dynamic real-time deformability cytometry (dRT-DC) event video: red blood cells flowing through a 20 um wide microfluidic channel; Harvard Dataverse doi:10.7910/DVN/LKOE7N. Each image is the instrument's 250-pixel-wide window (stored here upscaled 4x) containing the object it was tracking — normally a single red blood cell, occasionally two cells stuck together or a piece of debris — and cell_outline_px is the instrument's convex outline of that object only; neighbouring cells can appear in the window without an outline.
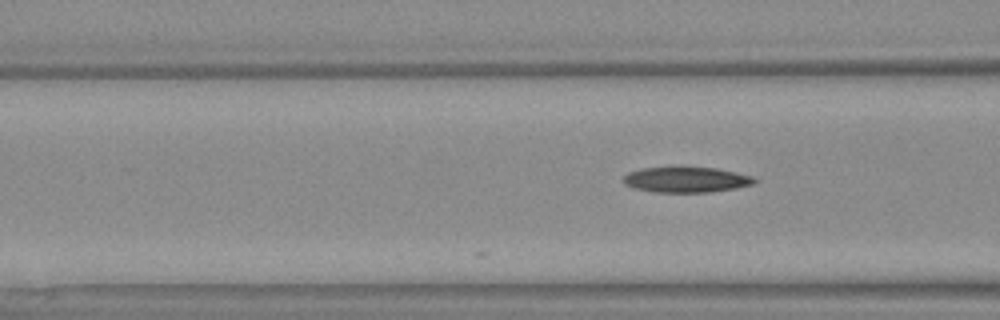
{"species": "Egyptian fruit bat (a non-hibernating species)", "species_latin": "Rousettus aegyptiacus", "temperature_condition": "warm", "stored_images_in_passage": 5, "camera_frame_rate_fps": 3000, "um_per_image_px": 0.085, "animal": {"sex": "female"}, "frame": {"image": 1, "passage_image": 5, "time_ms": 1.333, "image_size_px": [1000, 320], "cell_outline_px": [[756, 184], [736, 188], [708, 192], [656, 192], [636, 188], [624, 184], [624, 176], [628, 172], [640, 168], [716, 168], [752, 176], [756, 180]], "centroid_in_image_um": [58.35, 15.28], "position_along_channel_um": 108.3, "area_um2": 19.13}}